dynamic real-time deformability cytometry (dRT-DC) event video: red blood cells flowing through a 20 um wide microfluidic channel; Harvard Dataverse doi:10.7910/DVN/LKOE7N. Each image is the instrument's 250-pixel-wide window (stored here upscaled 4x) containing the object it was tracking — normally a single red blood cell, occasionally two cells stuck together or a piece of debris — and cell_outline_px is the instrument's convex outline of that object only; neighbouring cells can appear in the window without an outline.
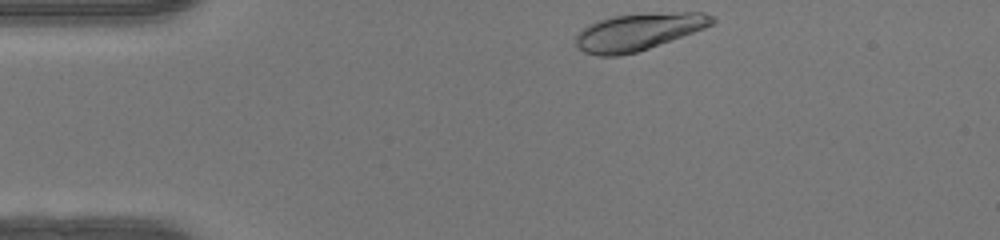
{"species": "human", "species_latin": "Homo sapiens", "temperature_condition": "warm", "stored_images_in_passage": 33, "camera_frame_rate_fps": 3000, "um_per_image_px": 0.085, "donor": {"sex": "female"}, "frame": {"image": 1, "passage_image": 1, "time_ms": 0.0, "image_size_px": [1000, 240], "cell_outline_px": [[716, 20], [712, 24], [704, 28], [648, 48], [636, 52], [620, 56], [596, 56], [584, 52], [576, 44], [576, 36], [588, 24], [612, 16], [680, 12], [704, 12], [716, 16]], "centroid_in_image_um": [54.27, 2.71], "position_along_channel_um": 30.7, "area_um2": 29.02}}
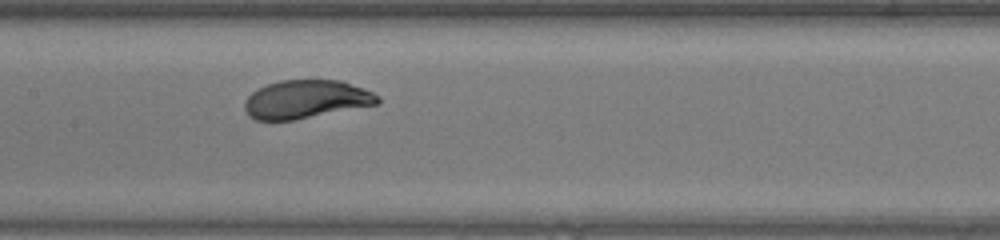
{"frame": {"image": 2, "passage_image": 16, "time_ms": 5.0, "image_size_px": [1000, 240], "cell_outline_px": [[380, 104], [292, 120], [256, 120], [248, 116], [244, 108], [244, 100], [252, 92], [268, 84], [280, 80], [340, 80], [372, 92], [380, 96]], "centroid_in_image_um": [26.01, 8.45], "position_along_channel_um": 181.4, "area_um2": 29.65}}
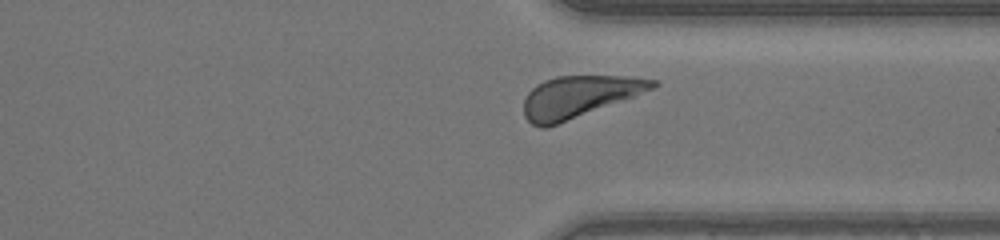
{"frame": {"image": 3, "passage_image": 29, "time_ms": 9.333, "image_size_px": [1000, 240], "cell_outline_px": [[660, 84], [656, 88], [636, 96], [556, 124], [544, 128], [540, 128], [532, 124], [524, 116], [524, 96], [536, 84], [544, 80], [556, 76], [624, 76], [660, 80]], "centroid_in_image_um": [49.24, 8.19], "position_along_channel_um": 362.2, "area_um2": 31.27}, "authors_computed_cell_mechanics": {"area_um2": 30.2294, "velocity_mm_per_s": 4.1601, "shape_relaxation_time_tau1_ms": 1.7854, "shape_relaxation_time_tau2_ms": null, "deformation_change_tau1": 0.133, "deformation_change_tau2": null}}